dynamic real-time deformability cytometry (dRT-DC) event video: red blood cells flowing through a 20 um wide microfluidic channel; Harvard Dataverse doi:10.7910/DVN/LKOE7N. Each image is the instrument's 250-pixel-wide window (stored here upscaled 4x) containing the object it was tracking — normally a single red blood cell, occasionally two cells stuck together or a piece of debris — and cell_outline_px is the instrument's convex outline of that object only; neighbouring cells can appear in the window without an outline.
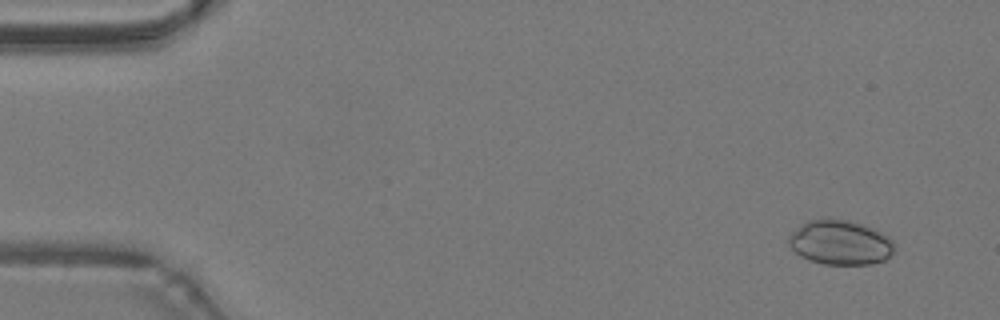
{"species": "common noctule bat (a hibernating species)", "species_latin": "Nyctalus noctula", "temperature_condition": "warm", "stored_images_in_passage": 49, "camera_frame_rate_fps": 3000, "um_per_image_px": 0.085, "animal": {"sex": "male", "body_mass_g": 19.2, "forearm_length_mm": 51.8}, "frame": {"image": 1, "passage_image": 4, "time_ms": 1.0, "image_size_px": [1000, 320], "cell_outline_px": [[896, 248], [884, 260], [872, 264], [824, 264], [808, 260], [800, 256], [788, 244], [788, 236], [800, 224], [808, 220], [848, 220], [872, 228], [888, 236], [896, 244]], "centroid_in_image_um": [71.41, 20.63], "position_along_channel_um": 13.6, "area_um2": 27.28}}
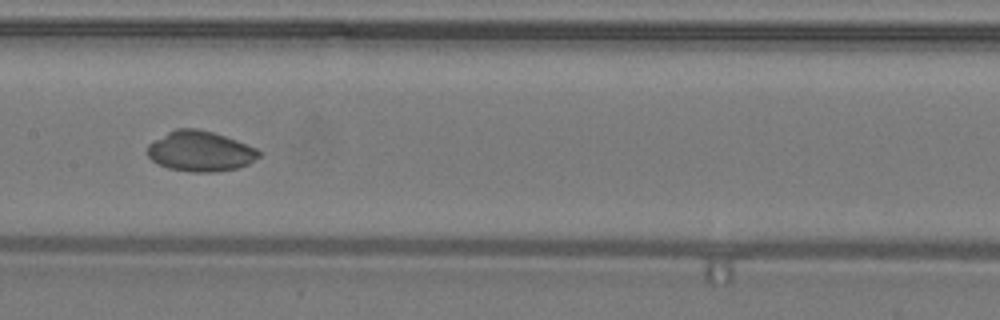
{"frame": {"image": 2, "passage_image": 25, "time_ms": 8.0, "image_size_px": [1000, 320], "cell_outline_px": [[260, 156], [248, 164], [236, 168], [216, 172], [192, 172], [168, 168], [152, 160], [148, 156], [148, 144], [168, 132], [176, 128], [196, 128], [212, 132], [236, 140], [256, 148], [260, 152]], "centroid_in_image_um": [17.02, 12.86], "position_along_channel_um": 190.4, "area_um2": 25.95}}
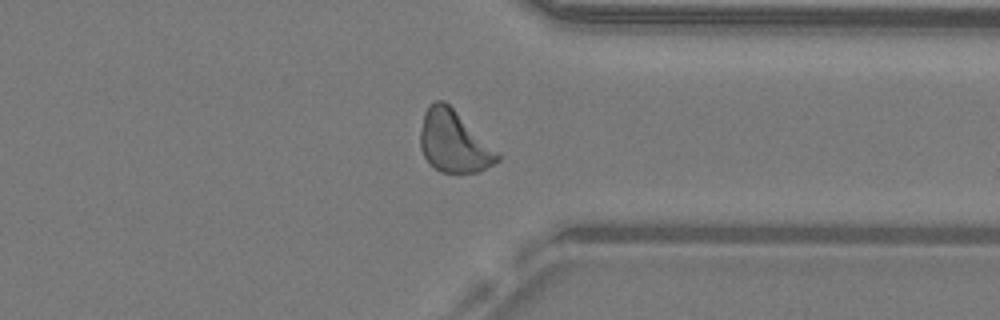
{"frame": {"image": 3, "passage_image": 38, "time_ms": 12.333, "image_size_px": [1000, 320], "cell_outline_px": [[500, 160], [480, 172], [440, 172], [428, 164], [420, 148], [420, 132], [424, 112], [428, 104], [436, 100], [444, 100], [500, 156]], "centroid_in_image_um": [38.5, 12.06], "position_along_channel_um": 372.9, "area_um2": 27.17}, "authors_computed_cell_mechanics": {"area_um2": 27.2816, "velocity_mm_per_s": 4.279, "shape_relaxation_time_tau1_ms": 4.5376, "shape_relaxation_time_tau2_ms": null, "deformation_change_tau1": 0.1842, "deformation_change_tau2": null}}